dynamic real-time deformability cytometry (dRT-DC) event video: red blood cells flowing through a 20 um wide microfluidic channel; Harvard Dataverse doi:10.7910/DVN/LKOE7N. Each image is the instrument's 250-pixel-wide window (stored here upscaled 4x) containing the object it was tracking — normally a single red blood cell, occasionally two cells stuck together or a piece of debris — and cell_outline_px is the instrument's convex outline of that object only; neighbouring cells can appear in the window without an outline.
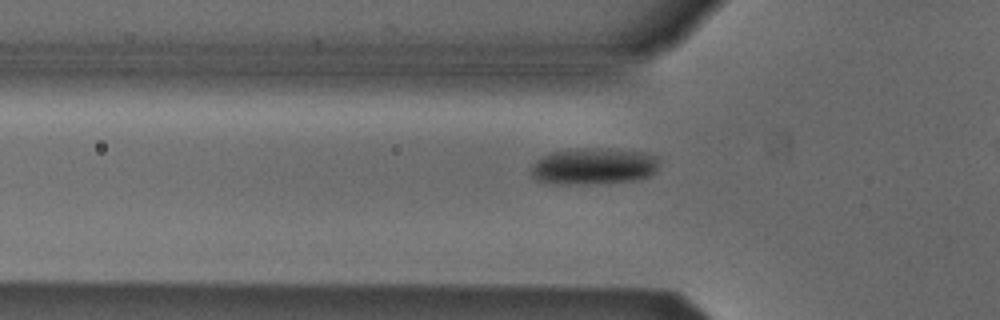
{"species": "Egyptian fruit bat (a non-hibernating species)", "species_latin": "Rousettus aegyptiacus", "temperature_condition": "cold", "stored_images_in_passage": 6, "camera_frame_rate_fps": 3000, "um_per_image_px": 0.085, "animal": {"sex": "male"}, "frame": {"image": 1, "passage_image": 6, "time_ms": 1.667, "image_size_px": [1000, 320], "cell_outline_px": [[656, 172], [652, 176], [632, 180], [584, 184], [560, 184], [536, 180], [532, 176], [532, 164], [536, 160], [548, 152], [572, 148], [600, 148], [644, 152], [656, 156]], "centroid_in_image_um": [50.41, 14.11], "position_along_channel_um": 75.4, "area_um2": 27.28}}